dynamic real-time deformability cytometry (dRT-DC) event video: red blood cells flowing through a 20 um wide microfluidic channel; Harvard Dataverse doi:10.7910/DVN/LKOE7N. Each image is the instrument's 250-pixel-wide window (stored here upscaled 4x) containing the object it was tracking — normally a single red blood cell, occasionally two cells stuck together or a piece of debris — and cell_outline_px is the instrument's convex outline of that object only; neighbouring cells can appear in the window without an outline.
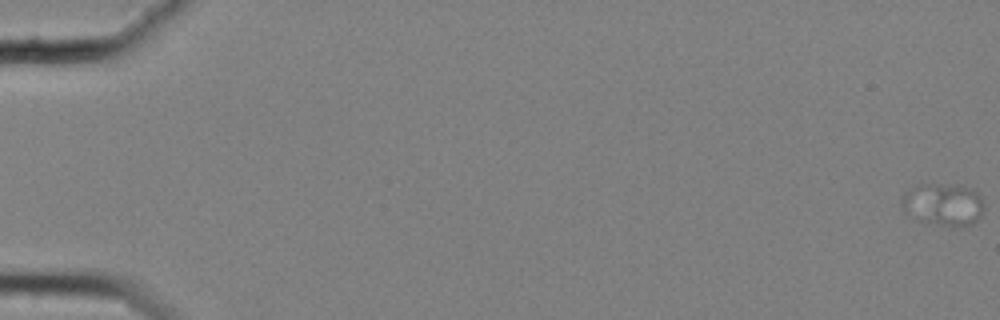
{"species": "common noctule bat (a hibernating species)", "species_latin": "Nyctalus noctula", "temperature_condition": "cold", "stored_images_in_passage": 18, "camera_frame_rate_fps": 3000, "um_per_image_px": 0.085, "animal": {"sex": "female", "body_mass_g": 25.1}, "frame": {"image": 1, "passage_image": 1, "time_ms": 0.0, "image_size_px": [1000, 320], "cell_outline_px": [[984, 208], [980, 216], [972, 224], [940, 224], [916, 220], [900, 200], [912, 188], [920, 184], [936, 184], [972, 188], [976, 192]], "centroid_in_image_um": [80.19, 17.36], "position_along_channel_um": 4.8, "area_um2": 19.13}}